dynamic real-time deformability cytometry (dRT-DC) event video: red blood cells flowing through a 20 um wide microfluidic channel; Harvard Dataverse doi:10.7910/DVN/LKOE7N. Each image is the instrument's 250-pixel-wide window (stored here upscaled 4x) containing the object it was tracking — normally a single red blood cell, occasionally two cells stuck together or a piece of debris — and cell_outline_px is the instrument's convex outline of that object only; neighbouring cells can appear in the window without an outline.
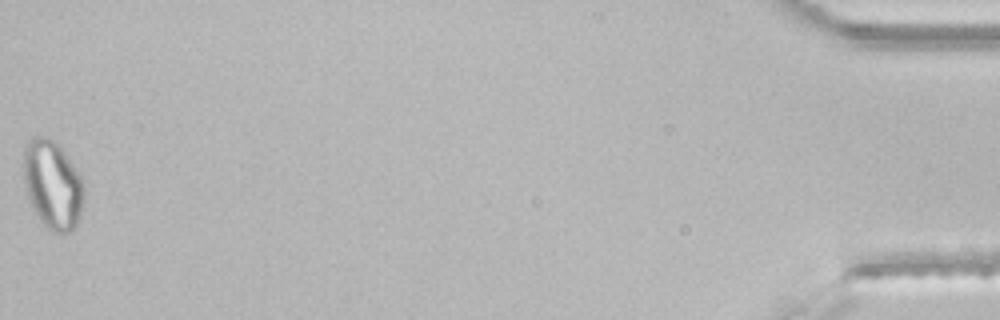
{"species": "common noctule bat (a hibernating species)", "species_latin": "Nyctalus noctula", "temperature_condition": "room temperature", "stored_images_in_passage": 43, "segment_of_instrument_passage": [2, 2], "camera_frame_rate_fps": 3000, "um_per_image_px": 0.085, "animal": {"sex": "male", "body_mass_g": 21.5, "forearm_length_mm": 52.0}, "frame": {"image": 1, "passage_image": 43, "time_ms": 14.0, "image_size_px": [1000, 320], "cell_outline_px": [[84, 200], [76, 224], [68, 232], [52, 232], [40, 220], [28, 196], [24, 180], [24, 152], [28, 144], [36, 136], [44, 136], [56, 140], [80, 172], [84, 180]], "centroid_in_image_um": [4.51, 15.66], "position_along_channel_um": 430.7, "area_um2": 30.98}}